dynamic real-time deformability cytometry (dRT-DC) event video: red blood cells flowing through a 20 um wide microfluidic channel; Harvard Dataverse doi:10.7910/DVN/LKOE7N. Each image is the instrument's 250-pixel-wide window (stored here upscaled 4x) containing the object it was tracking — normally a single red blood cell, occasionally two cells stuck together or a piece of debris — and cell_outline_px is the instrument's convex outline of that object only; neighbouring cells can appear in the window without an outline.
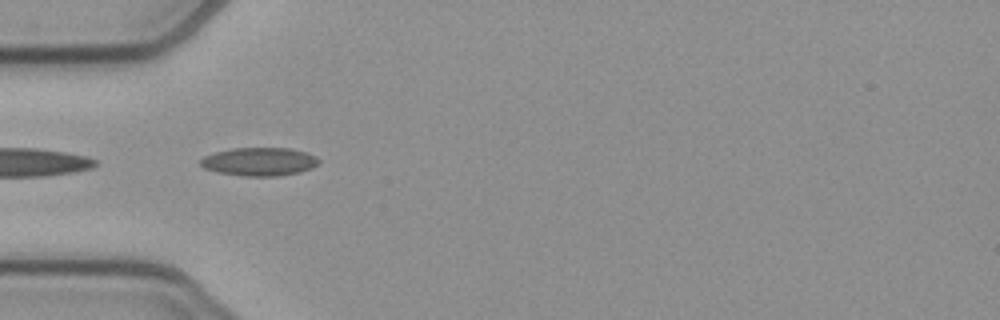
{"species": "common noctule bat (a hibernating species)", "species_latin": "Nyctalus noctula", "temperature_condition": "cold", "stored_images_in_passage": 5, "camera_frame_rate_fps": 3000, "um_per_image_px": 0.085, "animal": {"sex": "female", "body_mass_g": 21.9}, "frame": {"image": 1, "passage_image": 2, "time_ms": 0.333, "image_size_px": [1000, 320], "cell_outline_px": [[320, 164], [312, 168], [300, 172], [280, 176], [244, 176], [216, 172], [204, 168], [200, 164], [200, 160], [204, 156], [216, 152], [232, 148], [288, 148], [308, 152], [316, 156], [320, 160]], "centroid_in_image_um": [22.08, 13.74], "position_along_channel_um": 62.9, "area_um2": 19.71}}